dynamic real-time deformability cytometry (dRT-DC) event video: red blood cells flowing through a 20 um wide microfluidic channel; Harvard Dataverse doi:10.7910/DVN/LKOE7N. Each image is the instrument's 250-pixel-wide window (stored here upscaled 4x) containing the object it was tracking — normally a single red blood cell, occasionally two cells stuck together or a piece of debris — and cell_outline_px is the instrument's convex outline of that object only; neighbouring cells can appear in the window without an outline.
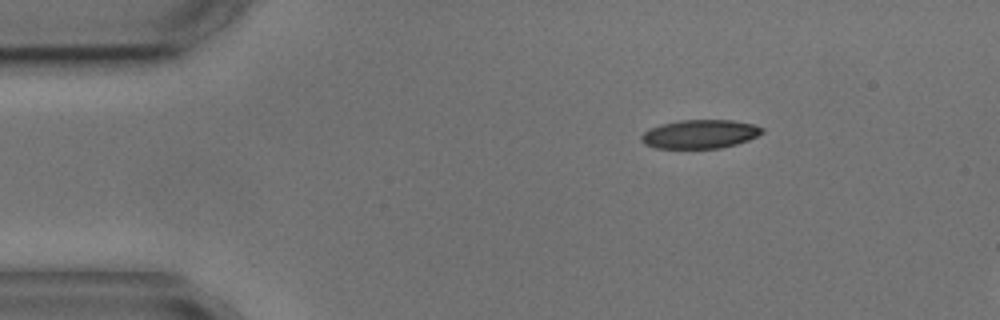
{"species": "common noctule bat (a hibernating species)", "species_latin": "Nyctalus noctula", "temperature_condition": "cold", "stored_images_in_passage": 3, "segment_of_instrument_passage": [1, 2], "camera_frame_rate_fps": 3000, "um_per_image_px": 0.085, "animal": {"sex": "male", "body_mass_g": 17.9, "forearm_length_mm": 54.2}, "frame": {"image": 1, "passage_image": 1, "time_ms": 0.0, "image_size_px": [1000, 320], "cell_outline_px": [[764, 132], [748, 140], [736, 144], [720, 148], [656, 148], [644, 144], [640, 140], [640, 136], [644, 132], [660, 124], [680, 120], [732, 120], [756, 124], [764, 128]], "centroid_in_image_um": [59.51, 11.39], "position_along_channel_um": 25.5, "area_um2": 20.29}}